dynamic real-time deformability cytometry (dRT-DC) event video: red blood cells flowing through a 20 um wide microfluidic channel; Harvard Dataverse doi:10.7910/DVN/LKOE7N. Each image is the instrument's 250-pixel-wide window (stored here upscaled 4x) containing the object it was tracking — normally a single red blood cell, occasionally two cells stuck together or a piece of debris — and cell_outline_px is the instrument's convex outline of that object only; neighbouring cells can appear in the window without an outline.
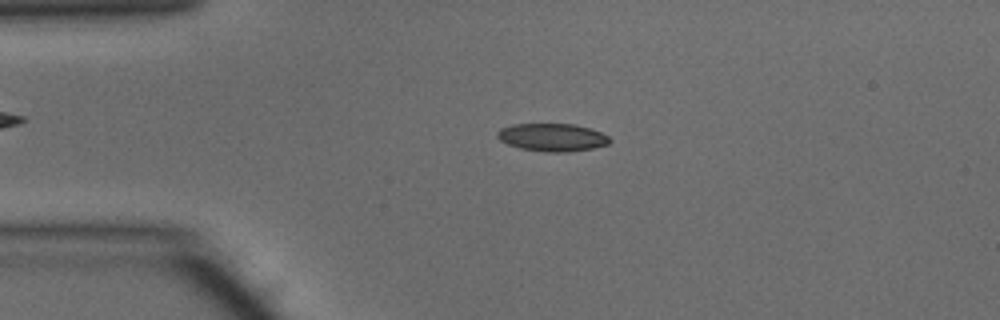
{"species": "common noctule bat (a hibernating species)", "species_latin": "Nyctalus noctula", "temperature_condition": "warm", "stored_images_in_passage": 47, "camera_frame_rate_fps": 3000, "um_per_image_px": 0.085, "animal": {"sex": "male", "body_mass_g": 15.6}, "frame": {"image": 1, "passage_image": 10, "time_ms": 3.0, "image_size_px": [1000, 320], "cell_outline_px": [[612, 140], [608, 144], [592, 148], [568, 152], [548, 152], [520, 148], [508, 144], [500, 140], [496, 136], [496, 132], [500, 128], [512, 124], [576, 124], [600, 132], [608, 136]], "centroid_in_image_um": [46.92, 11.67], "position_along_channel_um": 38.1, "area_um2": 18.21}}
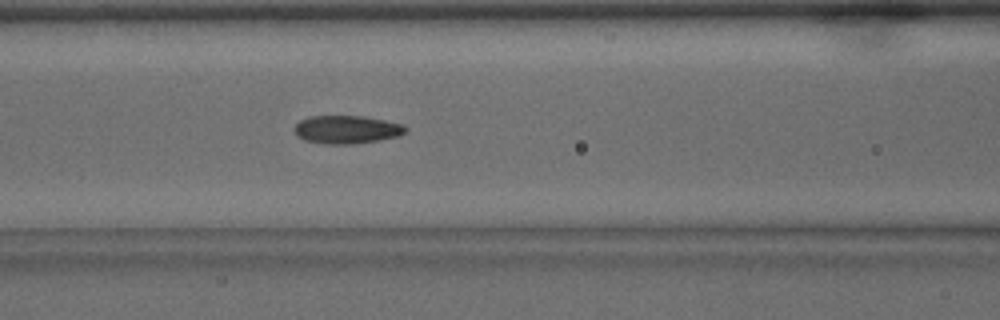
{"frame": {"image": 2, "passage_image": 19, "time_ms": 6.0, "image_size_px": [1000, 320], "cell_outline_px": [[408, 128], [400, 136], [380, 140], [348, 144], [328, 144], [304, 140], [296, 136], [292, 128], [300, 120], [308, 116], [364, 116], [404, 124]], "centroid_in_image_um": [29.45, 11.0], "position_along_channel_um": 137.1, "area_um2": 18.38}}
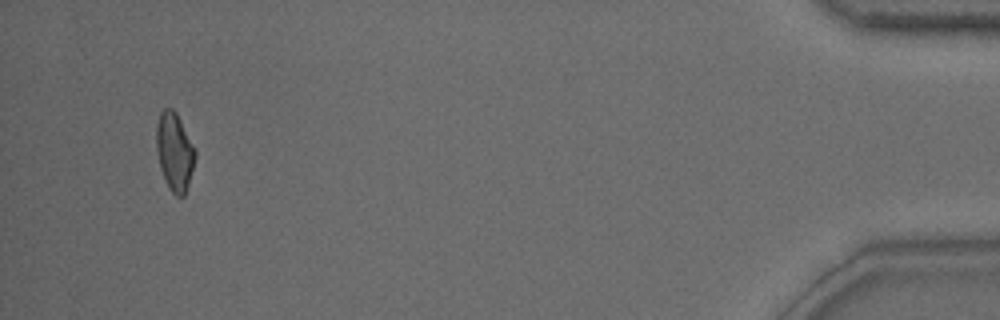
{"frame": {"image": 3, "passage_image": 45, "time_ms": 14.667, "image_size_px": [1000, 320], "cell_outline_px": [[196, 156], [188, 184], [184, 196], [176, 196], [168, 188], [164, 180], [160, 168], [156, 148], [156, 124], [160, 112], [164, 108], [172, 108], [176, 112], [196, 148]], "centroid_in_image_um": [14.83, 12.88], "position_along_channel_um": 420.4, "area_um2": 17.86}, "authors_computed_cell_mechanics": {"area_um2": 17.7446, "velocity_mm_per_s": 4.1936, "shape_relaxation_time_tau1_ms": 5.7277, "shape_relaxation_time_tau2_ms": 1.9539, "deformation_change_tau1": 0.1843, "deformation_change_tau2": 0.0806}}